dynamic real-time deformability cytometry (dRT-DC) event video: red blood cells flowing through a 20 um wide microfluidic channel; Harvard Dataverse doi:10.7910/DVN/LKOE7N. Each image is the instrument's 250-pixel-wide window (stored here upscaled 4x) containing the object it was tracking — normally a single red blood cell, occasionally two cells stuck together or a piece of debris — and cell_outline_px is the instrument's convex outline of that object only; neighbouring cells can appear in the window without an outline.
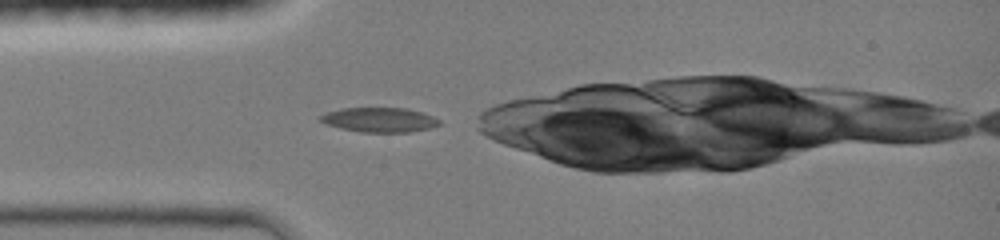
{"species": "common noctule bat (a hibernating species)", "species_latin": "Nyctalus noctula", "temperature_condition": "room temperature", "stored_images_in_passage": 26, "camera_frame_rate_fps": 3000, "um_per_image_px": 0.085, "animal": {"sex": "female", "body_mass_g": 19.0, "forearm_length_mm": 51.5}, "frame": {"image": 1, "passage_image": 1, "time_ms": 0.0, "image_size_px": [1000, 240], "cell_outline_px": [[440, 124], [428, 128], [408, 132], [360, 132], [340, 128], [328, 124], [320, 120], [316, 116], [324, 112], [340, 108], [408, 108], [424, 112], [440, 120]], "centroid_in_image_um": [32.21, 10.17], "position_along_channel_um": 52.8, "area_um2": 17.17}}
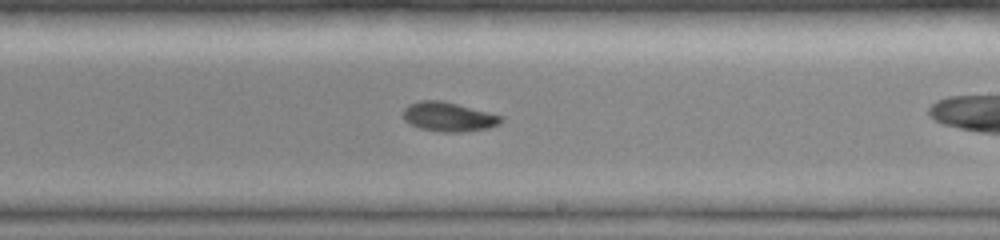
{"frame": {"image": 2, "passage_image": 15, "time_ms": 4.667, "image_size_px": [1000, 240], "cell_outline_px": [[504, 120], [500, 124], [488, 128], [464, 132], [440, 132], [420, 128], [404, 120], [404, 108], [408, 104], [420, 100], [440, 100], [504, 116]], "centroid_in_image_um": [38.15, 9.93], "position_along_channel_um": 250.9, "area_um2": 16.7}}
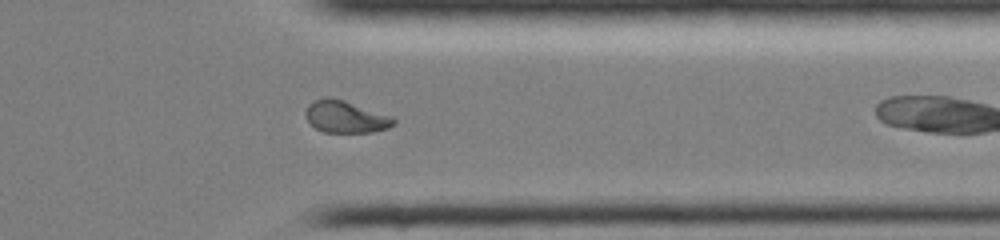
{"frame": {"image": 3, "passage_image": 24, "time_ms": 7.667, "image_size_px": [1000, 240], "cell_outline_px": [[396, 124], [388, 128], [372, 132], [324, 132], [316, 128], [308, 120], [304, 112], [308, 104], [312, 100], [328, 96], [344, 100], [392, 116], [396, 120]], "centroid_in_image_um": [29.37, 9.91], "position_along_channel_um": 382.0, "area_um2": 16.53}, "authors_computed_cell_mechanics": {"area_um2": 16.7042, "velocity_mm_per_s": 4.3304, "shape_relaxation_time_tau1_ms": 7.3151, "shape_relaxation_time_tau2_ms": 8.641, "deformation_change_tau1": 0.2243, "deformation_change_tau2": 0.1031}}